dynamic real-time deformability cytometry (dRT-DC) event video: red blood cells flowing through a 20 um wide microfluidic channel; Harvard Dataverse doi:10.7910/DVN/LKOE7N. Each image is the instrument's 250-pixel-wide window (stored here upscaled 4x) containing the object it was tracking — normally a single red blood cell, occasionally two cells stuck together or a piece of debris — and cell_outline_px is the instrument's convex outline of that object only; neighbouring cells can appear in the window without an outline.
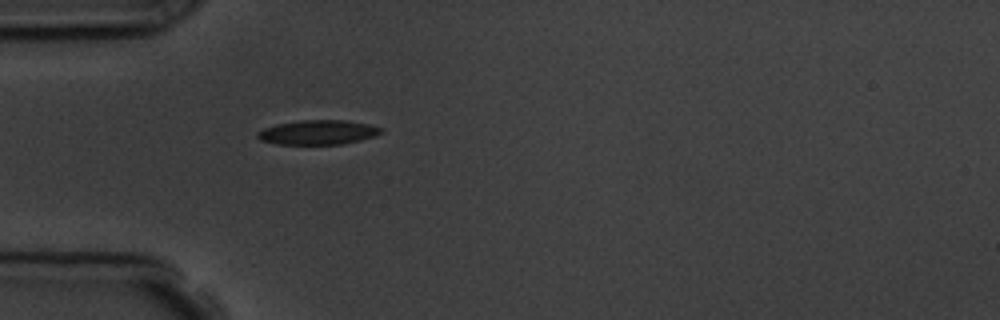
{"species": "common noctule bat (a hibernating species)", "species_latin": "Nyctalus noctula", "temperature_condition": "room temperature", "stored_images_in_passage": 1, "camera_frame_rate_fps": 3000, "um_per_image_px": 0.085, "animal": {"sex": "male", "body_mass_g": 19.5, "forearm_length_mm": 54.6}, "frame": {"image": 1, "passage_image": 1, "time_ms": 0.0, "image_size_px": [1000, 320], "cell_outline_px": [[380, 132], [376, 136], [360, 140], [340, 144], [276, 144], [260, 140], [256, 136], [256, 132], [264, 128], [276, 124], [300, 120], [344, 120], [368, 124], [380, 128]], "centroid_in_image_um": [26.96, 11.25], "position_along_channel_um": 58.0, "area_um2": 17.51}}